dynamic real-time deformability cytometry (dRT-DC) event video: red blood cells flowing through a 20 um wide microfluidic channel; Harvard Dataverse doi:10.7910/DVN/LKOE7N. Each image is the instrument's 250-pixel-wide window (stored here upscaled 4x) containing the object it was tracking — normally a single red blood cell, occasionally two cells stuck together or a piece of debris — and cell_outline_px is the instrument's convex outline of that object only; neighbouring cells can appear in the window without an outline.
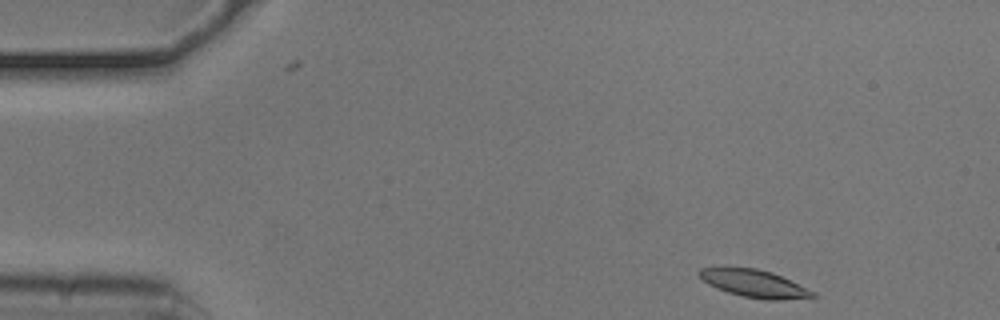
{"species": "common noctule bat (a hibernating species)", "species_latin": "Nyctalus noctula", "temperature_condition": "cold", "stored_images_in_passage": 20, "camera_frame_rate_fps": 3000, "um_per_image_px": 0.085, "animal": {"sex": "male", "body_mass_g": 20.5, "forearm_length_mm": 52.5}, "frame": {"image": 1, "passage_image": 1, "time_ms": 0.0, "image_size_px": [1000, 320], "cell_outline_px": [[816, 296], [780, 300], [764, 300], [744, 296], [728, 292], [716, 288], [708, 284], [696, 272], [700, 268], [756, 268], [772, 272], [816, 292]], "centroid_in_image_um": [64.11, 24.1], "position_along_channel_um": 20.9, "area_um2": 17.92}}
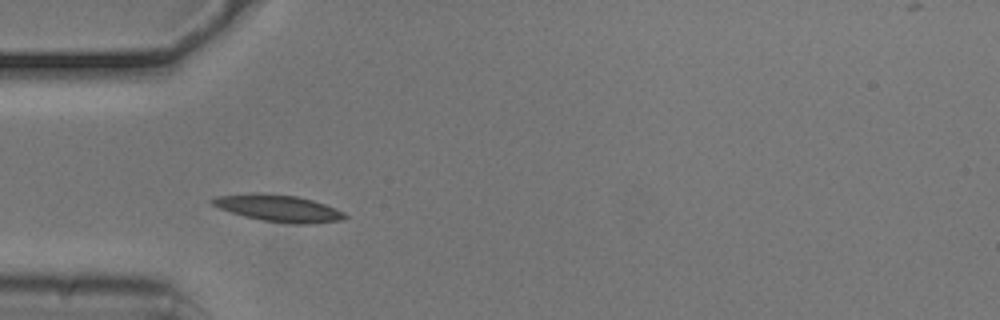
{"frame": {"image": 2, "passage_image": 11, "time_ms": 3.333, "image_size_px": [1000, 320], "cell_outline_px": [[348, 216], [340, 220], [308, 224], [292, 224], [260, 220], [244, 216], [220, 208], [212, 204], [208, 200], [216, 196], [256, 192], [296, 196], [312, 200], [324, 204], [344, 212]], "centroid_in_image_um": [23.64, 17.69], "position_along_channel_um": 61.4, "area_um2": 20.63}}
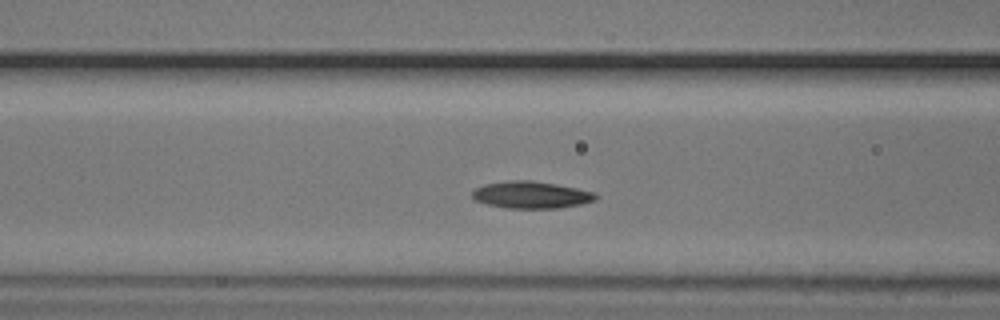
{"frame": {"image": 3, "passage_image": 16, "time_ms": 5.0, "image_size_px": [1000, 320], "cell_outline_px": [[596, 200], [580, 204], [560, 208], [504, 208], [488, 204], [476, 200], [472, 196], [472, 192], [476, 188], [484, 184], [512, 180], [528, 180], [556, 184], [576, 188], [592, 192], [596, 196]], "centroid_in_image_um": [45.13, 16.56], "position_along_channel_um": 121.5, "area_um2": 19.19}}